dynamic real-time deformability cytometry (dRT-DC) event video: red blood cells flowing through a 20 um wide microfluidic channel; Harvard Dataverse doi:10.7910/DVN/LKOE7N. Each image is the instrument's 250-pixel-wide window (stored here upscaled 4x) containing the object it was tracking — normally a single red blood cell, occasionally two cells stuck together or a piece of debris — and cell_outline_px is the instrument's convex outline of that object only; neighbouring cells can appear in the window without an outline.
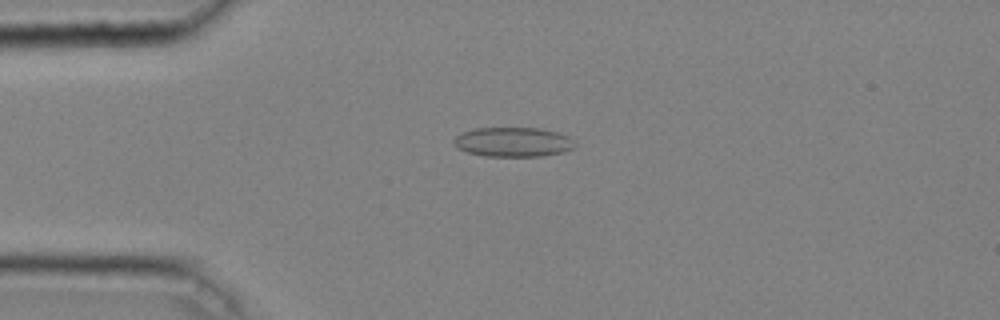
{"species": "common noctule bat (a hibernating species)", "species_latin": "Nyctalus noctula", "temperature_condition": "cold", "stored_images_in_passage": 43, "camera_frame_rate_fps": 3000, "um_per_image_px": 0.085, "animal": {"sex": "male", "body_mass_g": 20.4}, "frame": {"image": 1, "passage_image": 11, "time_ms": 3.333, "image_size_px": [1000, 320], "cell_outline_px": [[576, 148], [564, 152], [540, 156], [484, 156], [468, 152], [456, 148], [452, 140], [456, 136], [472, 128], [540, 128], [556, 132], [568, 136], [576, 144]], "centroid_in_image_um": [43.61, 12.07], "position_along_channel_um": 41.4, "area_um2": 20.92}}
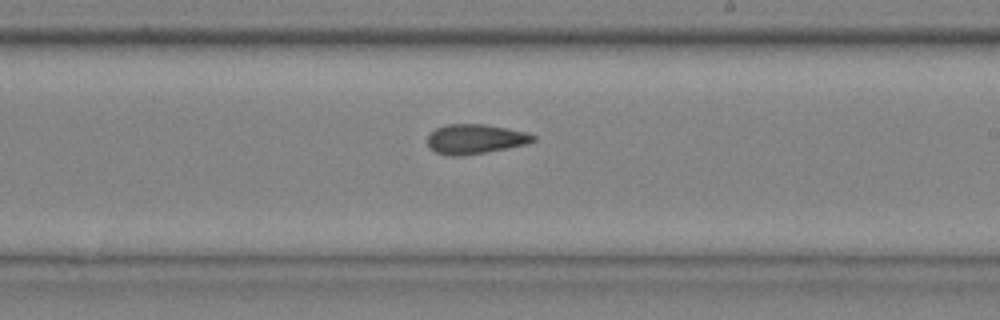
{"frame": {"image": 2, "passage_image": 28, "time_ms": 9.0, "image_size_px": [1000, 320], "cell_outline_px": [[536, 140], [528, 144], [488, 152], [460, 156], [448, 156], [436, 152], [428, 148], [428, 136], [436, 128], [448, 124], [484, 124], [528, 132], [536, 136]], "centroid_in_image_um": [40.41, 11.83], "position_along_channel_um": 248.6, "area_um2": 18.44}}
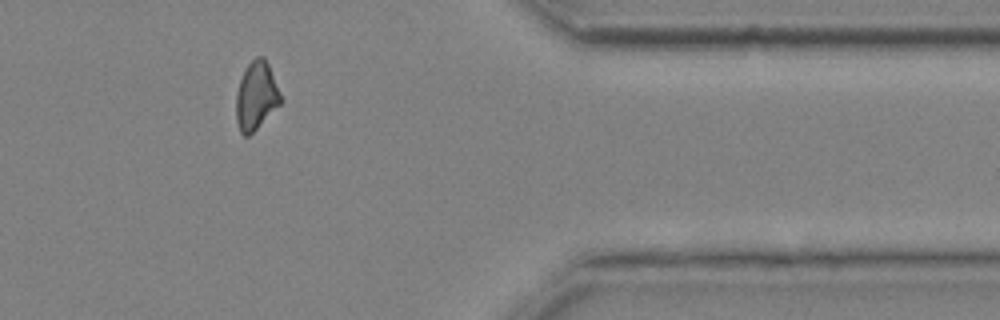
{"frame": {"image": 3, "passage_image": 40, "time_ms": 13.0, "image_size_px": [1000, 320], "cell_outline_px": [[284, 100], [248, 136], [244, 136], [240, 132], [236, 120], [236, 92], [240, 80], [248, 64], [256, 56], [264, 56], [268, 64]], "centroid_in_image_um": [21.78, 8.14], "position_along_channel_um": 389.6, "area_um2": 17.57}, "authors_computed_cell_mechanics": {"area_um2": 18.5538, "velocity_mm_per_s": 4.0443, "shape_relaxation_time_tau1_ms": null, "shape_relaxation_time_tau2_ms": 3.7775, "deformation_change_tau1": null, "deformation_change_tau2": 0.1133}}